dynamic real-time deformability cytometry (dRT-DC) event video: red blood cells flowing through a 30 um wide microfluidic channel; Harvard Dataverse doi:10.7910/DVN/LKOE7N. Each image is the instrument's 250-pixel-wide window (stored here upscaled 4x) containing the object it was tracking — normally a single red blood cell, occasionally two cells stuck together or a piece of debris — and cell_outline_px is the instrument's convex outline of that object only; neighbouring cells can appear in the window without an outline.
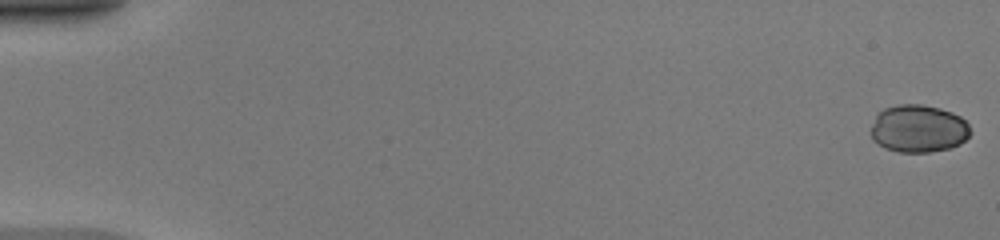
{"species": "common noctule bat (a hibernating species)", "species_latin": "Nyctalus noctula", "temperature_condition": "warm", "stored_images_in_passage": 50, "camera_frame_rate_fps": 3000, "um_per_image_px": 0.085, "animal": {"sex": "female", "body_mass_g": 20.0, "forearm_length_mm": 54.0}, "frame": {"image": 1, "passage_image": 1, "time_ms": 0.0, "image_size_px": [1000, 240], "cell_outline_px": [[972, 132], [960, 144], [952, 148], [928, 152], [900, 152], [884, 148], [872, 140], [872, 124], [876, 112], [884, 108], [900, 104], [920, 104], [940, 108], [952, 112], [960, 116], [968, 124]], "centroid_in_image_um": [78.06, 10.93], "position_along_channel_um": 6.9, "area_um2": 27.86}}
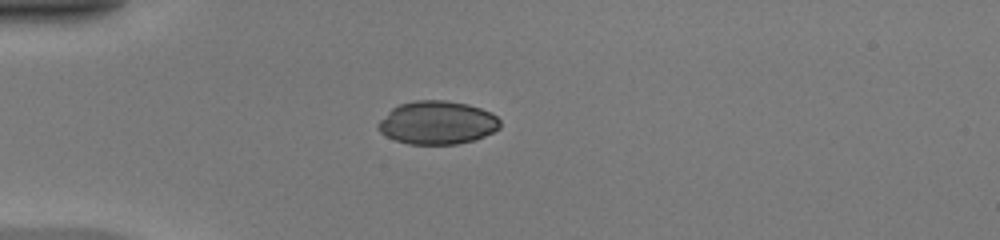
{"frame": {"image": 2, "passage_image": 15, "time_ms": 4.667, "image_size_px": [1000, 240], "cell_outline_px": [[500, 128], [476, 140], [456, 144], [408, 144], [396, 140], [380, 132], [376, 128], [376, 124], [392, 108], [400, 104], [416, 100], [448, 100], [468, 104], [492, 112], [500, 120]], "centroid_in_image_um": [37.18, 10.42], "position_along_channel_um": 47.8, "area_um2": 30.87}}
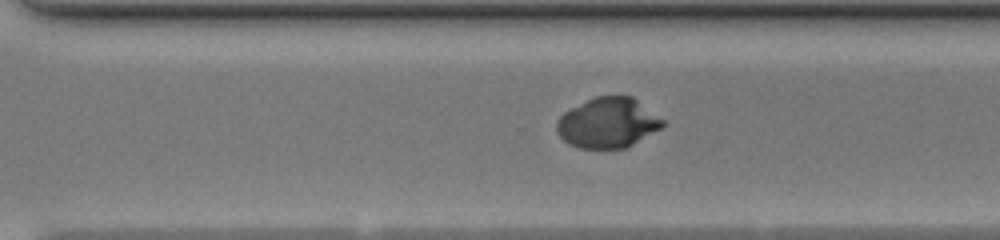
{"frame": {"image": 3, "passage_image": 36, "time_ms": 11.667, "image_size_px": [1000, 240], "cell_outline_px": [[664, 124], [660, 128], [632, 144], [624, 148], [580, 148], [568, 144], [556, 132], [556, 120], [564, 112], [596, 96], [632, 96], [664, 120]], "centroid_in_image_um": [51.63, 10.44], "position_along_channel_um": 319.0, "area_um2": 30.58}}